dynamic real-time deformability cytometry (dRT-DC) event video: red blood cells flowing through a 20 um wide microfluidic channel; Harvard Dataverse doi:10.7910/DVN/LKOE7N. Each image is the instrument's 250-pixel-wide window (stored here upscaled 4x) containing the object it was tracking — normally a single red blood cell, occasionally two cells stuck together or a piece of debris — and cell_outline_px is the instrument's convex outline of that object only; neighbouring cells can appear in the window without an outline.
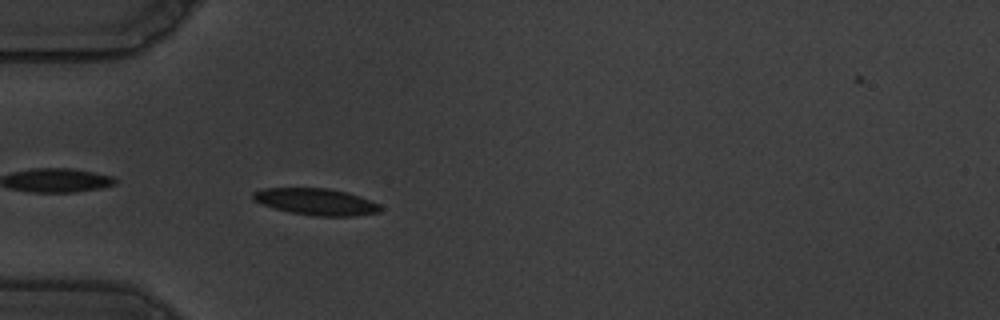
{"species": "common noctule bat (a hibernating species)", "species_latin": "Nyctalus noctula", "temperature_condition": "warm", "stored_images_in_passage": 43, "camera_frame_rate_fps": 3000, "um_per_image_px": 0.085, "animal": {"sex": "male", "body_mass_g": 19.5, "forearm_length_mm": 54.6}, "frame": {"image": 1, "passage_image": 2, "time_ms": 0.333, "image_size_px": [1000, 320], "cell_outline_px": [[384, 208], [380, 212], [352, 216], [320, 216], [292, 212], [276, 208], [252, 200], [252, 192], [264, 188], [328, 188], [360, 196], [380, 204]], "centroid_in_image_um": [26.9, 17.14], "position_along_channel_um": 58.1, "area_um2": 19.59}}
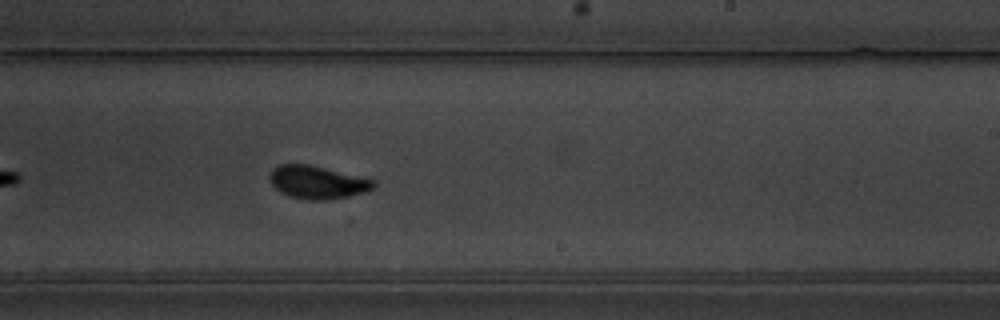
{"frame": {"image": 2, "passage_image": 20, "time_ms": 6.333, "image_size_px": [1000, 320], "cell_outline_px": [[376, 188], [368, 192], [348, 196], [324, 200], [308, 200], [288, 196], [280, 192], [268, 180], [268, 176], [272, 168], [276, 164], [308, 164], [376, 180]], "centroid_in_image_um": [26.97, 15.49], "position_along_channel_um": 262.0, "area_um2": 20.23}}
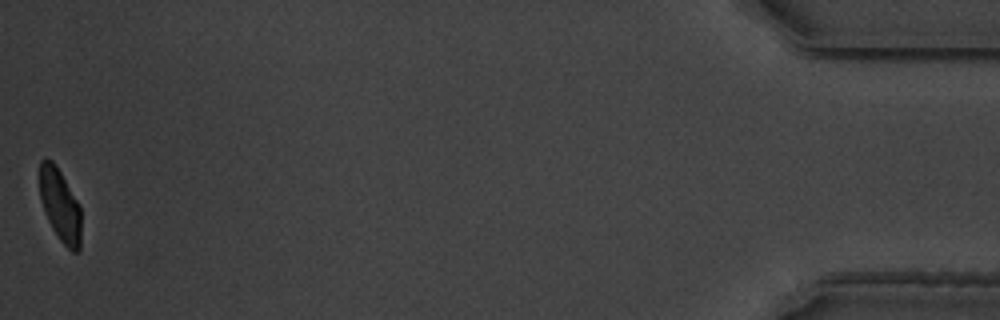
{"frame": {"image": 3, "passage_image": 42, "time_ms": 13.667, "image_size_px": [1000, 320], "cell_outline_px": [[80, 248], [76, 252], [72, 252], [60, 240], [52, 228], [44, 212], [40, 200], [40, 160], [44, 156], [52, 160], [60, 172], [76, 200], [80, 208]], "centroid_in_image_um": [5.08, 17.43], "position_along_channel_um": 430.1, "area_um2": 17.34}}